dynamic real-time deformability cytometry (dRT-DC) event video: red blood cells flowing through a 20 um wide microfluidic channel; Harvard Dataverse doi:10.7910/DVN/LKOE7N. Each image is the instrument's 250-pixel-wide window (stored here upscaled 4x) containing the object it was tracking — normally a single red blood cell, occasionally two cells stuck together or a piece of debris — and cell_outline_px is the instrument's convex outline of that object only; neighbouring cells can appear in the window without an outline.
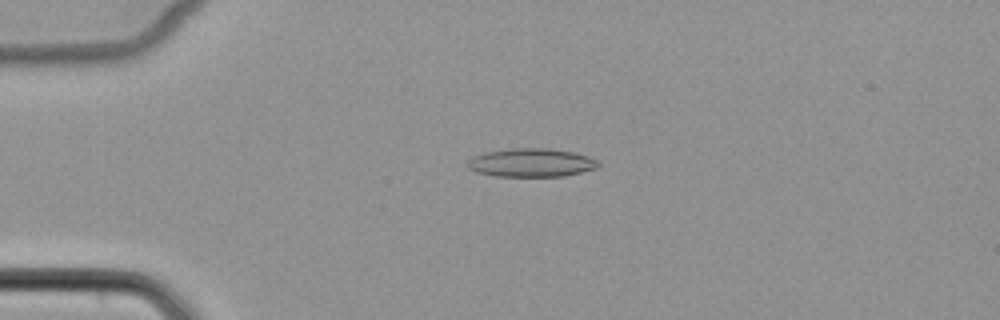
{"species": "common noctule bat (a hibernating species)", "species_latin": "Nyctalus noctula", "temperature_condition": "cold", "stored_images_in_passage": 52, "camera_frame_rate_fps": 3000, "um_per_image_px": 0.085, "animal": {"sex": "female", "body_mass_g": 22.7, "forearm_length_mm": 54.2}, "frame": {"image": 1, "passage_image": 13, "time_ms": 4.0, "image_size_px": [1000, 320], "cell_outline_px": [[600, 164], [596, 168], [564, 176], [496, 176], [476, 172], [468, 168], [464, 164], [472, 156], [484, 152], [512, 148], [552, 148], [572, 152], [588, 156], [596, 160]], "centroid_in_image_um": [45.1, 13.82], "position_along_channel_um": 39.9, "area_um2": 21.79}}
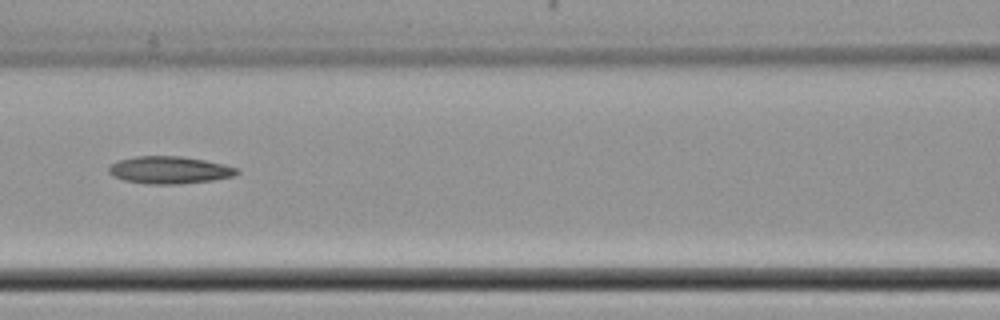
{"frame": {"image": 2, "passage_image": 24, "time_ms": 7.667, "image_size_px": [1000, 320], "cell_outline_px": [[240, 172], [232, 176], [212, 180], [180, 184], [148, 184], [124, 180], [112, 176], [108, 172], [108, 168], [116, 160], [136, 156], [180, 156], [204, 160], [224, 164], [236, 168]], "centroid_in_image_um": [14.36, 14.45], "position_along_channel_um": 152.2, "area_um2": 20.4}}
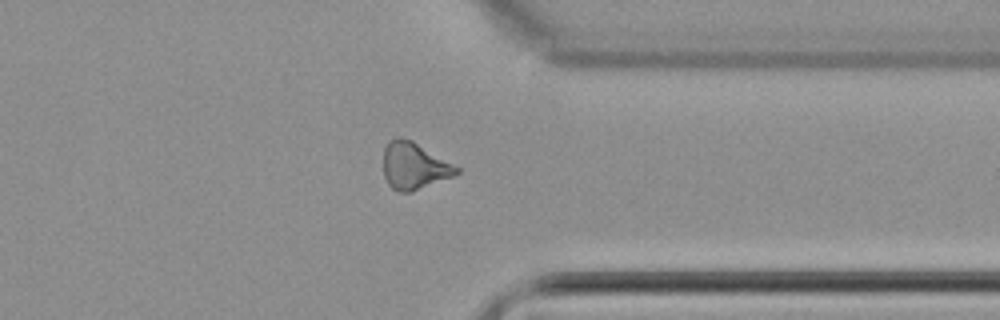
{"frame": {"image": 3, "passage_image": 41, "time_ms": 13.333, "image_size_px": [1000, 320], "cell_outline_px": [[460, 172], [452, 176], [412, 192], [396, 192], [388, 184], [384, 176], [384, 148], [388, 140], [396, 136], [400, 136], [412, 140], [460, 168]], "centroid_in_image_um": [35.17, 14.09], "position_along_channel_um": 376.2, "area_um2": 20.06}}